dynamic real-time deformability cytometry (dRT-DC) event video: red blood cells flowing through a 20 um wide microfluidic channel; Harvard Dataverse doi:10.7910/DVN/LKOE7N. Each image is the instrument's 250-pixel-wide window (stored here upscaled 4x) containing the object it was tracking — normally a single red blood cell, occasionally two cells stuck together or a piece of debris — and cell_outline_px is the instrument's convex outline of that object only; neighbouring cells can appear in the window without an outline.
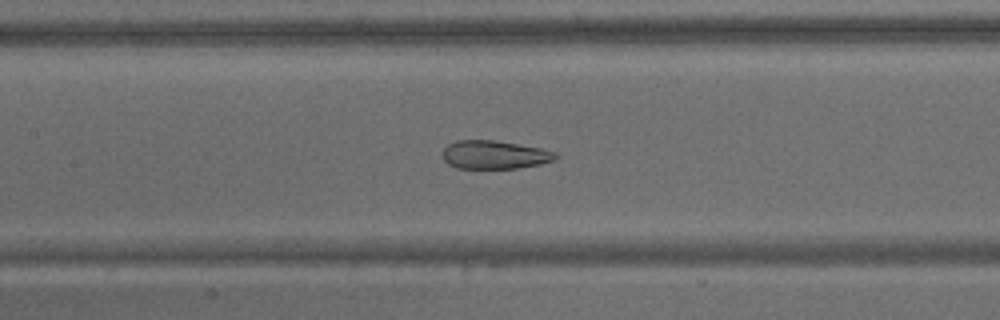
{"species": "common noctule bat (a hibernating species)", "species_latin": "Nyctalus noctula", "temperature_condition": "warm", "stored_images_in_passage": 64, "camera_frame_rate_fps": 3000, "um_per_image_px": 0.085, "animal": {"sex": "male", "body_mass_g": 15.6}, "frame": {"image": 1, "passage_image": 30, "time_ms": 9.667, "image_size_px": [1000, 320], "cell_outline_px": [[560, 156], [556, 160], [540, 164], [516, 168], [456, 168], [448, 164], [440, 156], [440, 152], [448, 144], [456, 140], [492, 140], [540, 148], [556, 152]], "centroid_in_image_um": [42.0, 13.15], "position_along_channel_um": 165.4, "area_um2": 18.84}}
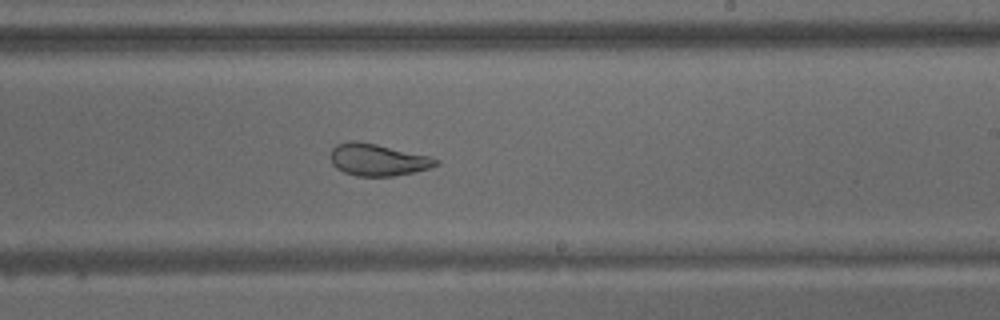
{"frame": {"image": 2, "passage_image": 39, "time_ms": 12.667, "image_size_px": [1000, 320], "cell_outline_px": [[440, 164], [428, 168], [412, 172], [392, 176], [356, 176], [344, 172], [336, 168], [332, 164], [328, 156], [332, 148], [336, 144], [348, 140], [356, 140], [376, 144], [428, 156], [440, 160]], "centroid_in_image_um": [32.03, 13.57], "position_along_channel_um": 257.0, "area_um2": 19.71}}
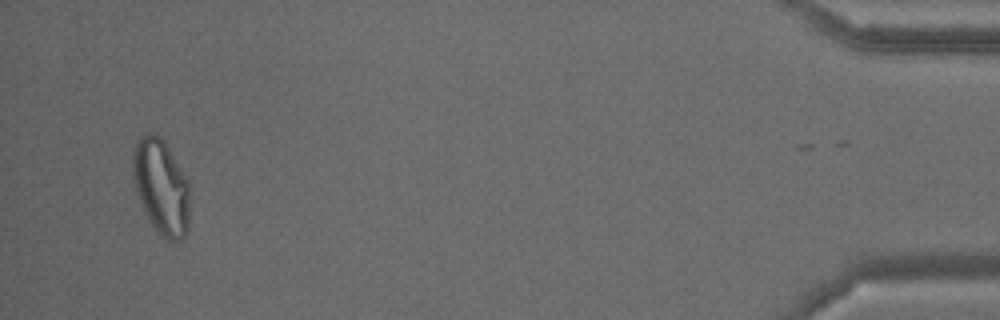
{"frame": {"image": 3, "passage_image": 63, "time_ms": 20.667, "image_size_px": [1000, 320], "cell_outline_px": [[188, 228], [184, 236], [180, 240], [168, 240], [160, 236], [156, 232], [148, 220], [140, 200], [136, 188], [132, 172], [132, 156], [136, 140], [148, 132], [152, 132], [160, 136], [164, 140], [188, 180]], "centroid_in_image_um": [13.68, 15.86], "position_along_channel_um": 421.5, "area_um2": 31.56}, "authors_computed_cell_mechanics": {"area_um2": 26.0678, "velocity_mm_per_s": 3.0597, "shape_relaxation_time_tau1_ms": null, "shape_relaxation_time_tau2_ms": 1.7627, "deformation_change_tau1": null, "deformation_change_tau2": 0.0884}}